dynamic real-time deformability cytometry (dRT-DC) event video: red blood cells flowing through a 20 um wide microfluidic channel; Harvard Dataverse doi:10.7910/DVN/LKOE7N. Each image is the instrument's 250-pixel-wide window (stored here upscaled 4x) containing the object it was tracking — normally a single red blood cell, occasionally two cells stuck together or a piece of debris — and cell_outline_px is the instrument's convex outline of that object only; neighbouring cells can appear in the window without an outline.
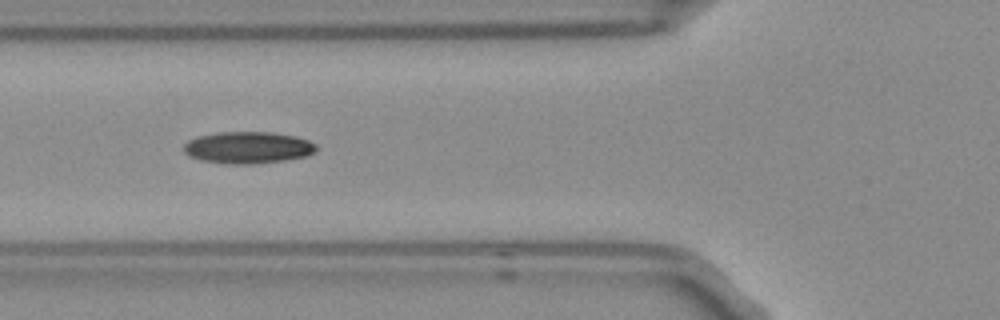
{"species": "Egyptian fruit bat (a non-hibernating species)", "species_latin": "Rousettus aegyptiacus", "temperature_condition": "room temperature", "stored_images_in_passage": 7, "camera_frame_rate_fps": 3000, "um_per_image_px": 0.085, "frame": {"image": 1, "passage_image": 5, "time_ms": 1.333, "image_size_px": [1000, 320], "cell_outline_px": [[316, 152], [304, 156], [284, 160], [252, 164], [228, 164], [200, 160], [188, 156], [184, 152], [184, 144], [188, 140], [196, 136], [220, 132], [272, 132], [296, 136], [308, 140], [316, 144]], "centroid_in_image_um": [21.04, 12.54], "position_along_channel_um": 104.8, "area_um2": 24.68}}